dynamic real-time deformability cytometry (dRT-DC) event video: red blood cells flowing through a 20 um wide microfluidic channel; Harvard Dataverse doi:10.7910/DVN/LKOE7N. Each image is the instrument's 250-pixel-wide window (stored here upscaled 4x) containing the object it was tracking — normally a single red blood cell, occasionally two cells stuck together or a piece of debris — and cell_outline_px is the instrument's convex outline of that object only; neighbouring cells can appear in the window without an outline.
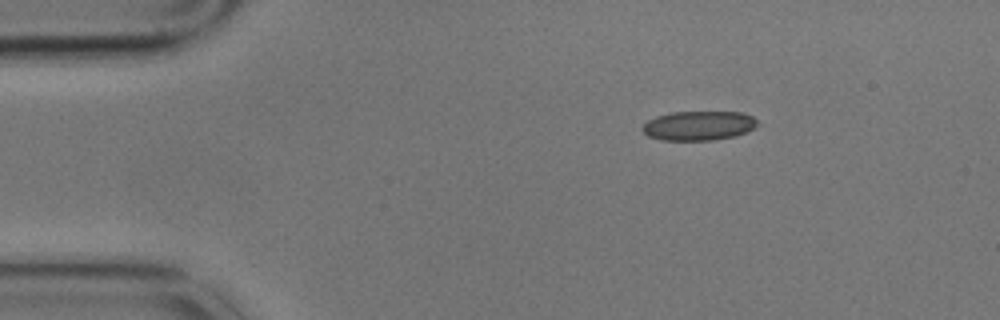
{"species": "common noctule bat (a hibernating species)", "species_latin": "Nyctalus noctula", "temperature_condition": "cold", "stored_images_in_passage": 3, "camera_frame_rate_fps": 3000, "um_per_image_px": 0.085, "animal": {"sex": "male", "body_mass_g": 17.9}, "frame": {"image": 1, "passage_image": 1, "time_ms": 0.0, "image_size_px": [1000, 320], "cell_outline_px": [[760, 124], [736, 136], [712, 140], [660, 140], [648, 136], [640, 128], [648, 120], [656, 116], [672, 112], [744, 112], [752, 116]], "centroid_in_image_um": [59.37, 10.68], "position_along_channel_um": 25.6, "area_um2": 19.71}}